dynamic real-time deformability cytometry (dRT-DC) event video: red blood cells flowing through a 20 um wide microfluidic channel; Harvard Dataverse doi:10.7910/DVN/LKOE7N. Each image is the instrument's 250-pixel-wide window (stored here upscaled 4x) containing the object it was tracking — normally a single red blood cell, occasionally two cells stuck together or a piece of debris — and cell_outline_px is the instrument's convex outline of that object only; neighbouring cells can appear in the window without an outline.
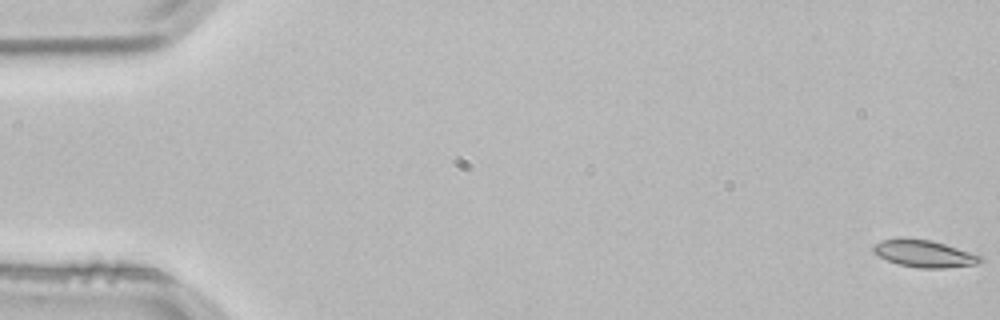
{"species": "common noctule bat (a hibernating species)", "species_latin": "Nyctalus noctula", "temperature_condition": "room temperature", "stored_images_in_passage": 5, "camera_frame_rate_fps": 3000, "um_per_image_px": 0.085, "animal": {"sex": "male", "body_mass_g": 21.5, "forearm_length_mm": 52.0}, "frame": {"image": 1, "passage_image": 5, "time_ms": 1.333, "image_size_px": [1000, 320], "cell_outline_px": [[984, 260], [976, 264], [944, 268], [920, 268], [900, 264], [888, 260], [872, 252], [872, 248], [876, 244], [884, 240], [932, 240], [980, 256]], "centroid_in_image_um": [78.58, 21.59], "position_along_channel_um": 6.4, "area_um2": 16.07}}